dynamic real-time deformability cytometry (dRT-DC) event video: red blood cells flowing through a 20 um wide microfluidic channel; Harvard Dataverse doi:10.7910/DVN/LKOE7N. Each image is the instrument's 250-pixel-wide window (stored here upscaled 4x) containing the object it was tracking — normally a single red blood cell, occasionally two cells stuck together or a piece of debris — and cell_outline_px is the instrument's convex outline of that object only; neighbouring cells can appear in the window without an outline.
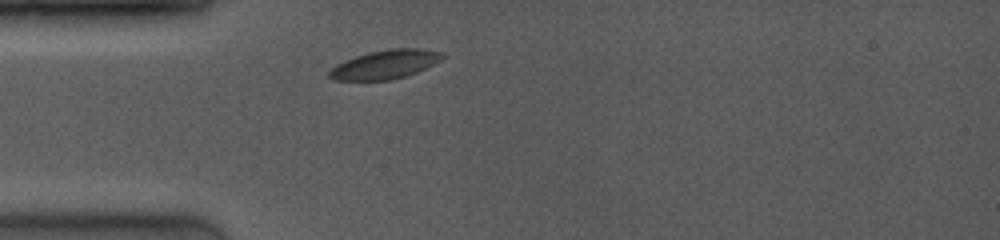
{"species": "common noctule bat (a hibernating species)", "species_latin": "Nyctalus noctula", "temperature_condition": "room temperature", "stored_images_in_passage": 28, "camera_frame_rate_fps": 4000, "um_per_image_px": 0.085, "animal": {"sex": "female", "body_mass_g": 19.0, "forearm_length_mm": 53.3}, "frame": {"image": 1, "passage_image": 1, "time_ms": 0.0, "image_size_px": [1000, 240], "cell_outline_px": [[444, 56], [440, 60], [416, 72], [392, 80], [332, 80], [328, 76], [328, 72], [336, 64], [344, 60], [368, 52], [392, 48], [420, 48], [444, 52]], "centroid_in_image_um": [32.71, 5.47], "position_along_channel_um": 52.3, "area_um2": 18.96}}
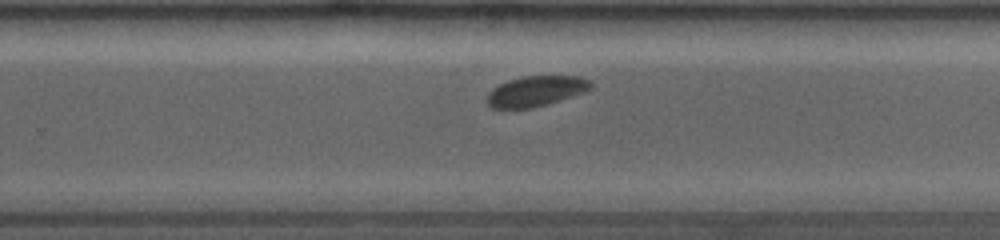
{"frame": {"image": 2, "passage_image": 18, "time_ms": 6.0, "image_size_px": [1000, 240], "cell_outline_px": [[592, 88], [584, 92], [532, 108], [492, 108], [488, 104], [488, 92], [492, 88], [508, 80], [524, 76], [580, 76], [592, 80]], "centroid_in_image_um": [45.57, 7.73], "position_along_channel_um": 284.2, "area_um2": 18.21}}
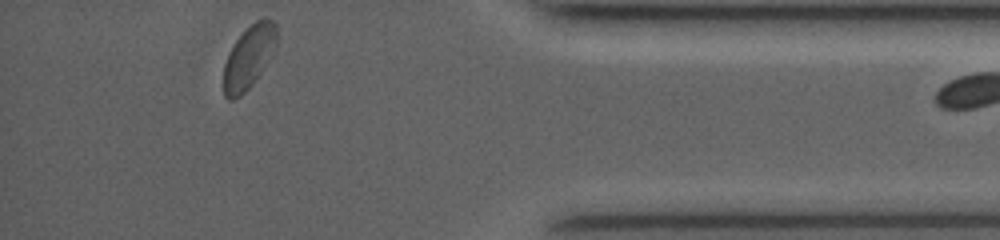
{"frame": {"image": 3, "passage_image": 28, "time_ms": 9.75, "image_size_px": [1000, 240], "cell_outline_px": [[276, 44], [260, 72], [252, 84], [240, 96], [232, 100], [228, 100], [224, 96], [224, 64], [236, 40], [256, 20], [272, 20], [276, 24]], "centroid_in_image_um": [21.12, 4.89], "position_along_channel_um": 414.1, "area_um2": 18.61}}